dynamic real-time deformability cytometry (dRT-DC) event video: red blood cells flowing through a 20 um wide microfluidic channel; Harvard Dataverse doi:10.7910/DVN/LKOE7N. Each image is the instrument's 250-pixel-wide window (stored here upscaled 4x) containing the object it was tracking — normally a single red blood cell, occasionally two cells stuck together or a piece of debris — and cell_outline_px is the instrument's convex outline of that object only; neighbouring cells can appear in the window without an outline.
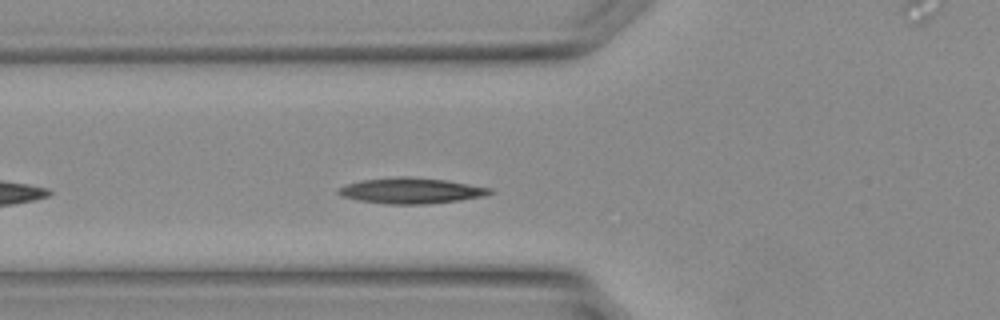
{"species": "Egyptian fruit bat (a non-hibernating species)", "species_latin": "Rousettus aegyptiacus", "temperature_condition": "warm", "stored_images_in_passage": 21, "camera_frame_rate_fps": 3000, "um_per_image_px": 0.085, "animal": {"sex": "female"}, "frame": {"image": 1, "passage_image": 4, "time_ms": 1.0, "image_size_px": [1000, 320], "cell_outline_px": [[496, 192], [484, 196], [460, 200], [428, 204], [384, 204], [360, 200], [344, 196], [336, 192], [340, 188], [348, 184], [360, 180], [400, 176], [408, 176], [444, 180], [492, 188]], "centroid_in_image_um": [34.99, 16.21], "position_along_channel_um": 90.8, "area_um2": 22.6}}
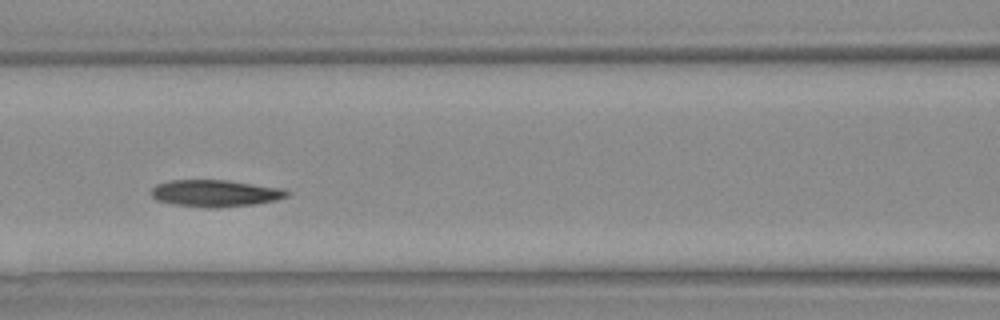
{"frame": {"image": 2, "passage_image": 7, "time_ms": 2.0, "image_size_px": [1000, 320], "cell_outline_px": [[292, 192], [288, 196], [276, 200], [256, 204], [216, 208], [208, 208], [172, 204], [156, 200], [152, 196], [152, 188], [156, 184], [172, 180], [224, 180], [284, 188]], "centroid_in_image_um": [18.33, 16.43], "position_along_channel_um": 148.3, "area_um2": 21.39}}